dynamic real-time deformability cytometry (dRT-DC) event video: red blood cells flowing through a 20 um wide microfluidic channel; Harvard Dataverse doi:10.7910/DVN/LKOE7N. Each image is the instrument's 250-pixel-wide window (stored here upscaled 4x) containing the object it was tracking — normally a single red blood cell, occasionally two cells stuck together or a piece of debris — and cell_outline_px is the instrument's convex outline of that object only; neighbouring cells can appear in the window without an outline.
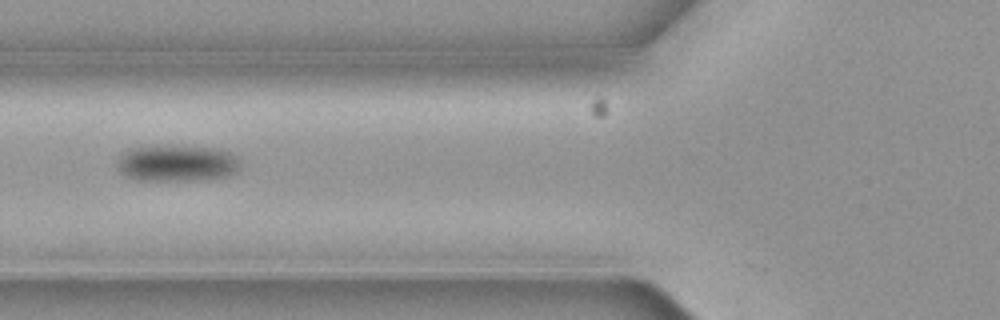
{"species": "common noctule bat (a hibernating species)", "species_latin": "Nyctalus noctula", "temperature_condition": "cold", "stored_images_in_passage": 12, "camera_frame_rate_fps": 3000, "um_per_image_px": 0.085, "animal": {"sex": "female", "body_mass_g": 19.3, "forearm_length_mm": 54.1}, "frame": {"image": 1, "passage_image": 3, "time_ms": 0.667, "image_size_px": [1000, 320], "cell_outline_px": [[240, 164], [236, 172], [228, 176], [196, 180], [140, 180], [124, 176], [120, 172], [116, 164], [116, 160], [120, 152], [128, 148], [212, 148], [228, 152]], "centroid_in_image_um": [14.94, 13.92], "position_along_channel_um": 110.9, "area_um2": 25.32}}
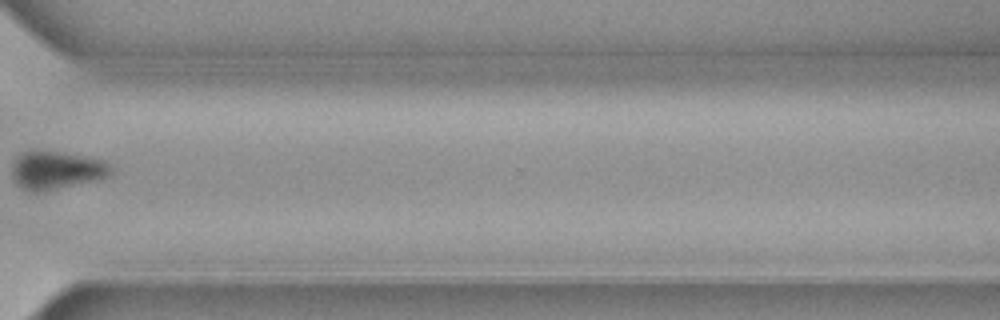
{"frame": {"image": 2, "passage_image": 9, "time_ms": 2.667, "image_size_px": [1000, 320], "cell_outline_px": [[112, 172], [108, 176], [96, 180], [44, 192], [28, 192], [20, 188], [12, 180], [12, 164], [16, 156], [32, 148], [36, 148], [64, 152], [104, 160], [112, 168]], "centroid_in_image_um": [4.72, 14.45], "position_along_channel_um": 365.9, "area_um2": 22.77}}
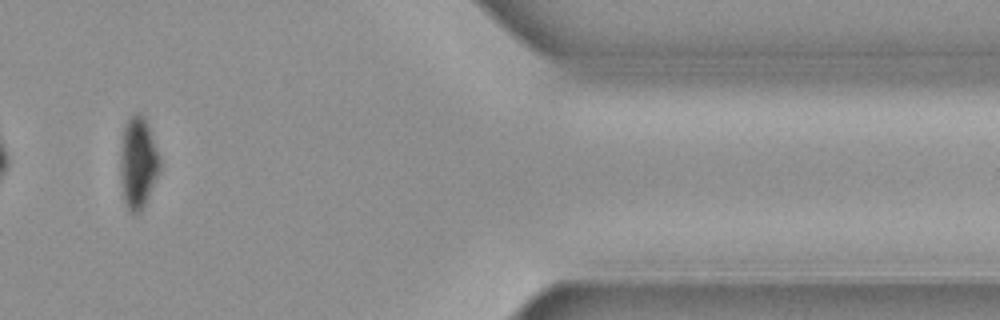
{"frame": {"image": 3, "passage_image": 10, "time_ms": 3.0, "image_size_px": [1000, 320], "cell_outline_px": [[160, 168], [144, 208], [140, 212], [128, 212], [124, 200], [120, 184], [120, 136], [124, 124], [128, 116], [136, 112], [140, 112], [144, 116], [148, 124], [160, 160]], "centroid_in_image_um": [11.69, 13.79], "position_along_channel_um": 399.7, "area_um2": 21.56}}